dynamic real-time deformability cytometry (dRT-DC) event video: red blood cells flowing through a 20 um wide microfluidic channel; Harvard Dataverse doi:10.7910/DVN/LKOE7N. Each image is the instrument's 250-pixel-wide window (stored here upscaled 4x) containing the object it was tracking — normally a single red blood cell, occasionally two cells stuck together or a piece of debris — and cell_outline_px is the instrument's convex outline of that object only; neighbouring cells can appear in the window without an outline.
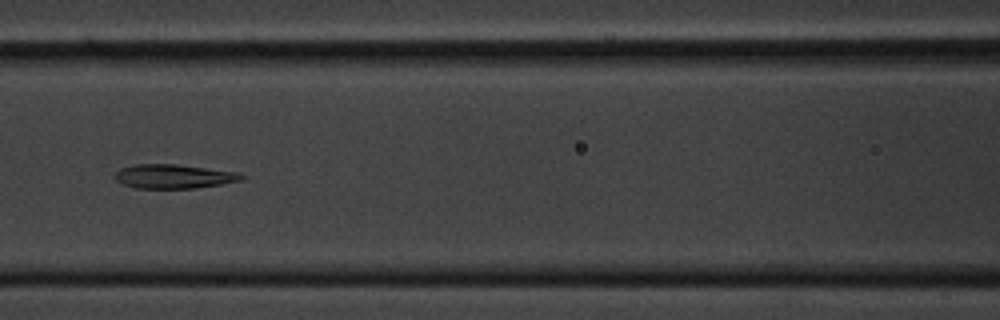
{"species": "common noctule bat (a hibernating species)", "species_latin": "Nyctalus noctula", "temperature_condition": "cold", "stored_images_in_passage": 40, "camera_frame_rate_fps": 3000, "um_per_image_px": 0.085, "animal": {"sex": "male", "body_mass_g": 20.1, "forearm_length_mm": 53.5}, "frame": {"image": 1, "passage_image": 12, "time_ms": 3.667, "image_size_px": [1000, 320], "cell_outline_px": [[244, 180], [196, 188], [136, 188], [124, 184], [116, 180], [112, 176], [120, 168], [136, 164], [176, 164], [236, 172], [244, 176]], "centroid_in_image_um": [14.73, 14.99], "position_along_channel_um": 151.9, "area_um2": 17.69}}
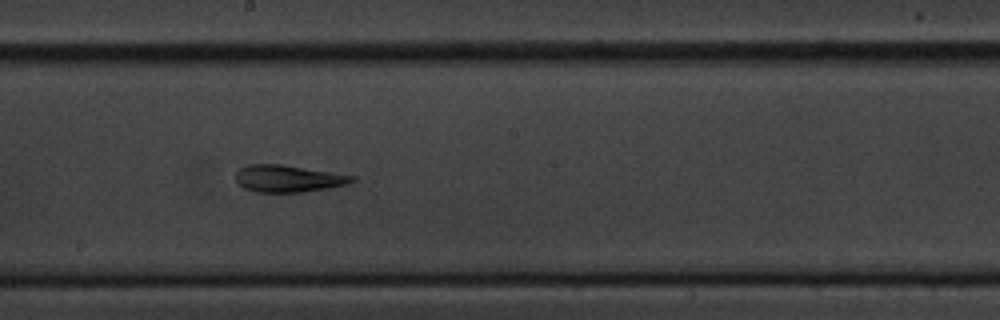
{"frame": {"image": 2, "passage_image": 18, "time_ms": 5.667, "image_size_px": [1000, 320], "cell_outline_px": [[356, 180], [348, 184], [328, 188], [300, 192], [256, 192], [244, 188], [236, 180], [236, 172], [244, 164], [280, 164], [356, 176]], "centroid_in_image_um": [24.48, 15.17], "position_along_channel_um": 223.7, "area_um2": 18.26}}
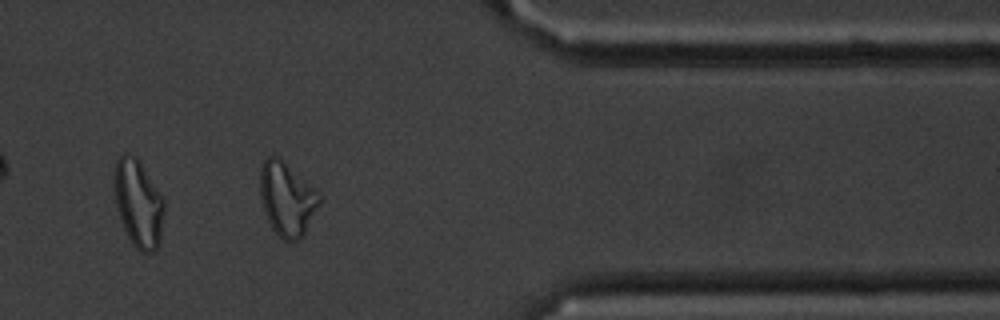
{"frame": {"image": 3, "passage_image": 33, "time_ms": 10.667, "image_size_px": [1000, 320], "cell_outline_px": [[320, 204], [304, 236], [296, 240], [284, 240], [272, 228], [268, 220], [260, 196], [260, 164], [268, 156], [276, 156], [316, 188], [320, 192]], "centroid_in_image_um": [24.41, 16.91], "position_along_channel_um": 387.0, "area_um2": 25.32}, "authors_computed_cell_mechanics": {"area_um2": 18.2648, "velocity_mm_per_s": 3.6103, "shape_relaxation_time_tau1_ms": null, "shape_relaxation_time_tau2_ms": 2.8131, "deformation_change_tau1": null, "deformation_change_tau2": 0.0968}}